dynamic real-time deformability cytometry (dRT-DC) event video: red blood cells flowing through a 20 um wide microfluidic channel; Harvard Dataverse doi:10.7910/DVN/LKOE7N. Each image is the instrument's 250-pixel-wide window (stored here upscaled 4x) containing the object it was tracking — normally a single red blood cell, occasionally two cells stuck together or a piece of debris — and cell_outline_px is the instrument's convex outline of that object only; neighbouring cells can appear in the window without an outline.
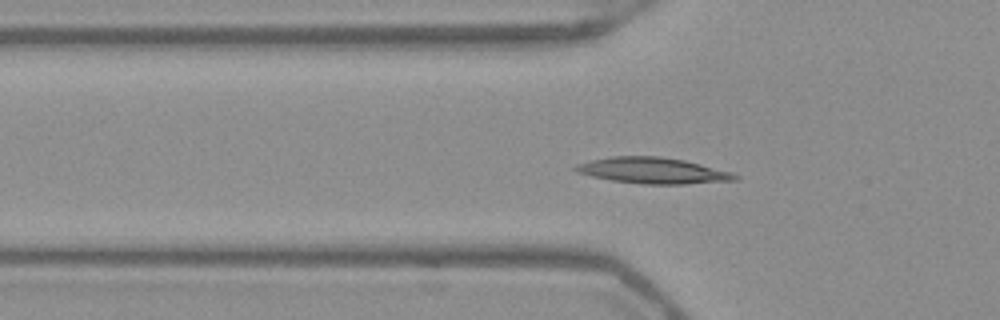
{"species": "Egyptian fruit bat (a non-hibernating species)", "species_latin": "Rousettus aegyptiacus", "temperature_condition": "warm", "stored_images_in_passage": 53, "camera_frame_rate_fps": 3000, "um_per_image_px": 0.085, "frame": {"image": 1, "passage_image": 18, "time_ms": 5.667, "image_size_px": [1000, 320], "cell_outline_px": [[740, 176], [736, 180], [684, 184], [644, 184], [612, 180], [592, 176], [576, 172], [572, 168], [576, 164], [592, 160], [612, 156], [660, 156], [684, 160], [732, 172]], "centroid_in_image_um": [55.49, 14.49], "position_along_channel_um": 70.3, "area_um2": 24.04}}
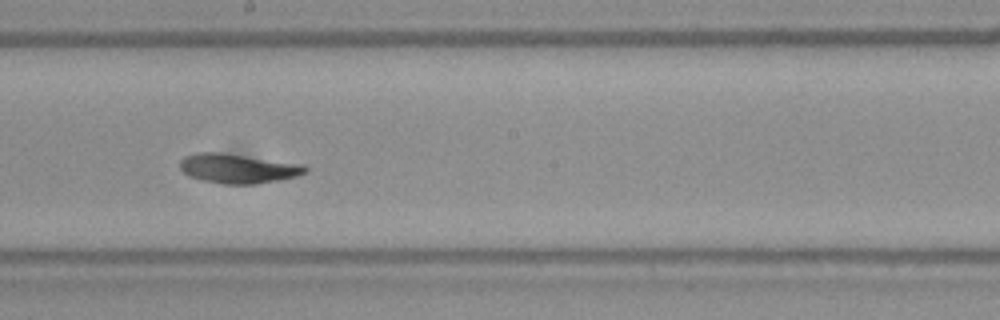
{"frame": {"image": 2, "passage_image": 30, "time_ms": 9.667, "image_size_px": [1000, 320], "cell_outline_px": [[308, 172], [296, 176], [280, 180], [256, 184], [224, 184], [200, 180], [188, 176], [180, 168], [180, 160], [184, 156], [196, 152], [220, 152], [304, 164], [308, 168]], "centroid_in_image_um": [20.22, 14.32], "position_along_channel_um": 228.0, "area_um2": 21.73}}
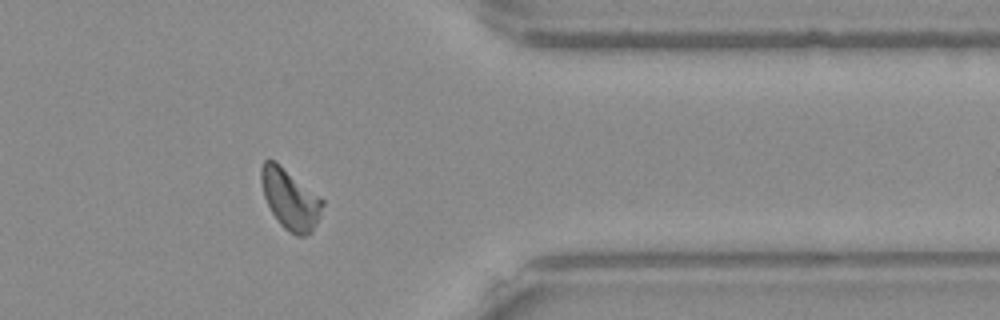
{"frame": {"image": 3, "passage_image": 43, "time_ms": 14.0, "image_size_px": [1000, 320], "cell_outline_px": [[324, 204], [320, 216], [312, 232], [304, 236], [296, 236], [288, 232], [280, 224], [272, 212], [264, 196], [260, 180], [260, 168], [264, 160], [276, 160], [324, 200]], "centroid_in_image_um": [24.66, 16.92], "position_along_channel_um": 386.7, "area_um2": 21.68}, "authors_computed_cell_mechanics": {"area_um2": 21.5594, "velocity_mm_per_s": 3.9446, "shape_relaxation_time_tau1_ms": 3.4725, "shape_relaxation_time_tau2_ms": 3.4313, "deformation_change_tau1": 0.1498, "deformation_change_tau2": 0.0856}}